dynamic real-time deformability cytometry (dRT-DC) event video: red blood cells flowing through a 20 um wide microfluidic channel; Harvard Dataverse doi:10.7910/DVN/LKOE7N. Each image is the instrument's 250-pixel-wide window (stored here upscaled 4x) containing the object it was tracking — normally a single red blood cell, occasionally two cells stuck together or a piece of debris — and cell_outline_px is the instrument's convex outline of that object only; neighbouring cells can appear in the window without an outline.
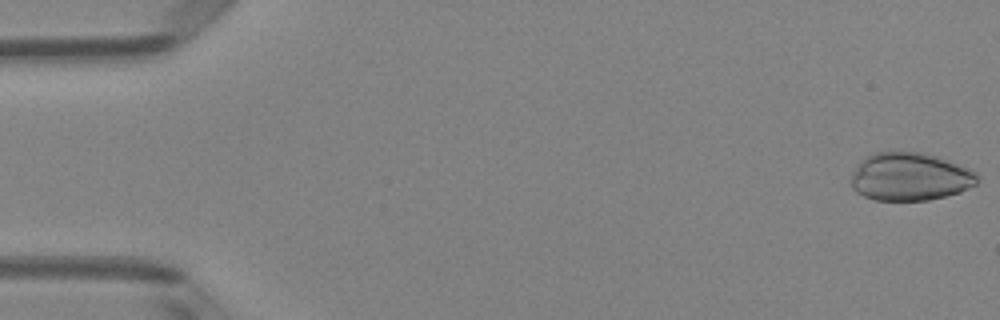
{"species": "Egyptian fruit bat (a non-hibernating species)", "species_latin": "Rousettus aegyptiacus", "temperature_condition": "room temperature", "stored_images_in_passage": 8, "camera_frame_rate_fps": 3000, "um_per_image_px": 0.085, "animal": {"sex": "female"}, "frame": {"image": 1, "passage_image": 1, "time_ms": 0.0, "image_size_px": [1000, 320], "cell_outline_px": [[976, 184], [960, 192], [928, 200], [876, 200], [864, 196], [856, 192], [852, 188], [852, 172], [860, 160], [872, 152], [920, 152], [960, 164], [976, 172]], "centroid_in_image_um": [77.31, 15.02], "position_along_channel_um": 7.7, "area_um2": 35.14}}